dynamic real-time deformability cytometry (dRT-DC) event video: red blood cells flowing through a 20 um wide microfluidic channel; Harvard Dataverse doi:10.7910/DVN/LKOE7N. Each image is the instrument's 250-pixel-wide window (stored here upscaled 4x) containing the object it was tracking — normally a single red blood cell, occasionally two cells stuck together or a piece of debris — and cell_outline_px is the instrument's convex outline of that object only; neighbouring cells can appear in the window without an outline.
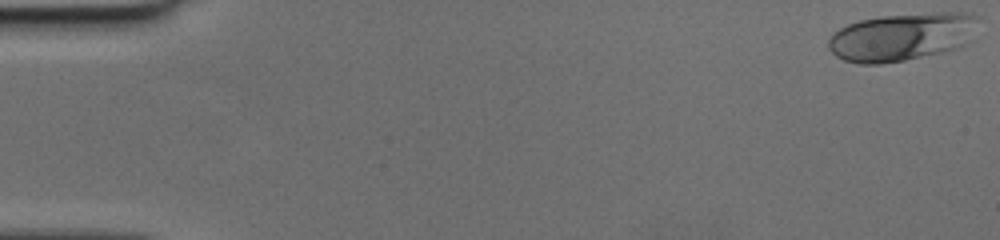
{"species": "human", "species_latin": "Homo sapiens", "temperature_condition": "cold", "stored_images_in_passage": 9, "camera_frame_rate_fps": 3000, "um_per_image_px": 0.085, "donor": {"sex": "female"}, "frame": {"image": 1, "passage_image": 1, "time_ms": 0.0, "image_size_px": [1000, 240], "cell_outline_px": [[972, 16], [964, 44], [956, 48], [940, 52], [904, 60], [880, 64], [860, 64], [844, 60], [836, 56], [828, 48], [828, 40], [840, 28], [848, 24], [860, 20], [880, 16], [940, 12], [972, 12]], "centroid_in_image_um": [76.49, 3.14], "position_along_channel_um": 8.5, "area_um2": 40.46}}